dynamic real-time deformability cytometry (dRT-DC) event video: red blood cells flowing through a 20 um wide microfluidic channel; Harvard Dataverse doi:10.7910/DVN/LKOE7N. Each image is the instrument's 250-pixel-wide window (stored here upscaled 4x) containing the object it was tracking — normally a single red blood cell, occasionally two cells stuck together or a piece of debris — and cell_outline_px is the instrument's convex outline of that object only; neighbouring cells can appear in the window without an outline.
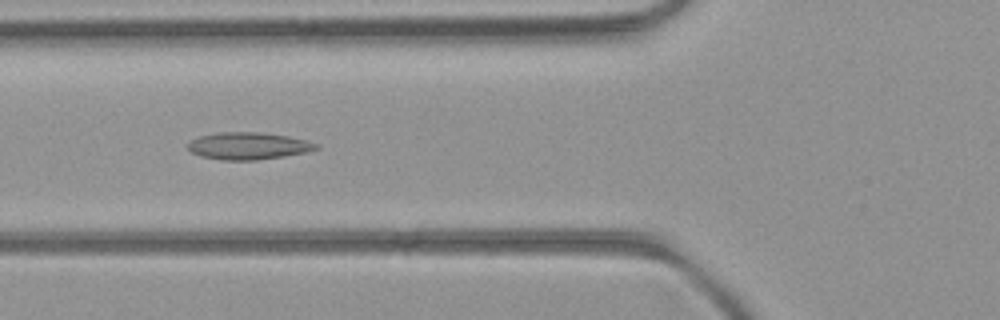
{"species": "common noctule bat (a hibernating species)", "species_latin": "Nyctalus noctula", "temperature_condition": "room temperature", "stored_images_in_passage": 50, "camera_frame_rate_fps": 3000, "um_per_image_px": 0.085, "animal": {"sex": "female", "body_mass_g": 21.9}, "frame": {"image": 1, "passage_image": 18, "time_ms": 5.667, "image_size_px": [1000, 320], "cell_outline_px": [[320, 148], [304, 152], [284, 156], [256, 160], [220, 160], [200, 156], [192, 152], [188, 148], [188, 140], [200, 136], [220, 132], [256, 132], [288, 136], [320, 144]], "centroid_in_image_um": [21.08, 12.4], "position_along_channel_um": 104.7, "area_um2": 20.23}}
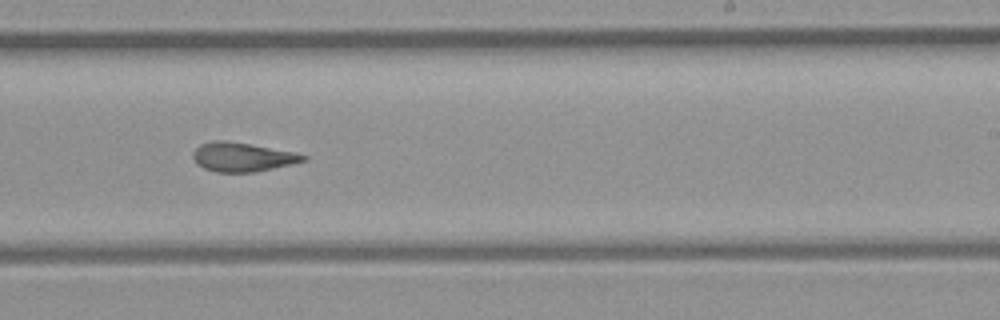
{"frame": {"image": 2, "passage_image": 30, "time_ms": 9.667, "image_size_px": [1000, 320], "cell_outline_px": [[308, 160], [292, 164], [256, 172], [216, 172], [204, 168], [196, 164], [192, 156], [192, 152], [200, 144], [212, 140], [224, 140], [252, 144], [296, 152], [308, 156]], "centroid_in_image_um": [20.61, 13.34], "position_along_channel_um": 268.4, "area_um2": 18.96}}
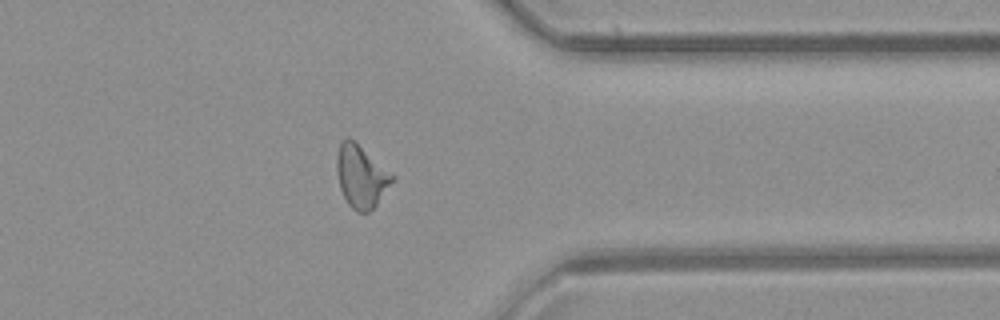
{"frame": {"image": 3, "passage_image": 39, "time_ms": 12.667, "image_size_px": [1000, 320], "cell_outline_px": [[396, 176], [376, 204], [368, 212], [356, 212], [348, 204], [340, 188], [336, 172], [336, 160], [340, 144], [348, 136]], "centroid_in_image_um": [30.68, 15.0], "position_along_channel_um": 380.7, "area_um2": 19.83}, "authors_computed_cell_mechanics": {"area_um2": 19.7965, "velocity_mm_per_s": 4.0764, "shape_relaxation_time_tau1_ms": null, "shape_relaxation_time_tau2_ms": 3.0278, "deformation_change_tau1": null, "deformation_change_tau2": 0.1178}}